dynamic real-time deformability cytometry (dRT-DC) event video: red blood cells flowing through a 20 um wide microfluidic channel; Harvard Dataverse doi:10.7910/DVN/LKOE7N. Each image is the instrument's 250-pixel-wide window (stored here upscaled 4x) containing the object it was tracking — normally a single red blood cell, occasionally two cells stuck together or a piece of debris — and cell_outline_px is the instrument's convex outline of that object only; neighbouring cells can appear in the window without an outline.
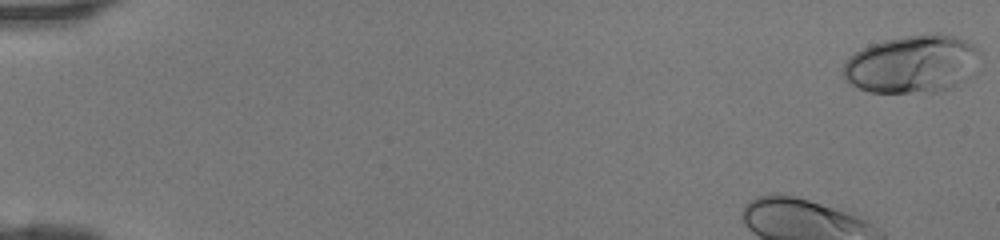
{"species": "human", "species_latin": "Homo sapiens", "temperature_condition": "room temperature", "stored_images_in_passage": 39, "camera_frame_rate_fps": 3000, "um_per_image_px": 0.085, "donor": {"sex": "female"}, "frame": {"image": 1, "passage_image": 1, "time_ms": 0.0, "image_size_px": [1000, 240], "cell_outline_px": [[980, 52], [956, 80], [948, 88], [936, 92], [872, 92], [848, 84], [844, 80], [844, 64], [848, 56], [860, 48], [884, 40], [904, 36], [936, 32], [940, 32], [964, 40], [980, 48]], "centroid_in_image_um": [77.35, 5.41], "position_along_channel_um": 7.6, "area_um2": 44.8}}
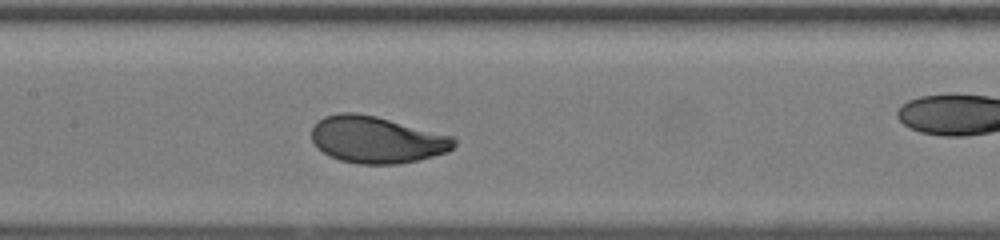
{"frame": {"image": 2, "passage_image": 21, "time_ms": 6.667, "image_size_px": [1000, 240], "cell_outline_px": [[456, 144], [448, 152], [420, 160], [396, 164], [356, 164], [340, 160], [328, 156], [316, 148], [312, 140], [312, 124], [316, 120], [324, 116], [340, 112], [356, 112], [376, 116], [452, 136], [456, 140]], "centroid_in_image_um": [31.97, 11.87], "position_along_channel_um": 175.4, "area_um2": 39.25}}
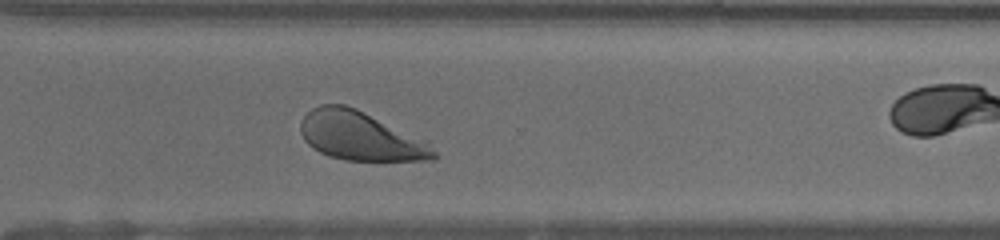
{"frame": {"image": 3, "passage_image": 32, "time_ms": 10.333, "image_size_px": [1000, 240], "cell_outline_px": [[440, 156], [436, 160], [344, 160], [328, 156], [312, 148], [304, 140], [300, 132], [300, 120], [312, 108], [320, 104], [344, 104], [356, 108], [424, 140]], "centroid_in_image_um": [30.59, 11.57], "position_along_channel_um": 340.0, "area_um2": 37.74}}